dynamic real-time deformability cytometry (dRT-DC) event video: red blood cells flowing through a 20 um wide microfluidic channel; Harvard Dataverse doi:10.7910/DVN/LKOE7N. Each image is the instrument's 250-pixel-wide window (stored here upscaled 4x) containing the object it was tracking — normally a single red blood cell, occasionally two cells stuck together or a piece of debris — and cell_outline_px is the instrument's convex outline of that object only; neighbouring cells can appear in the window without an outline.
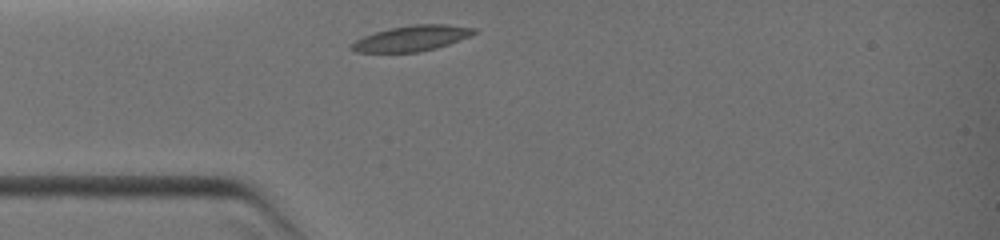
{"species": "common noctule bat (a hibernating species)", "species_latin": "Nyctalus noctula", "temperature_condition": "warm", "stored_images_in_passage": 29, "camera_frame_rate_fps": 3000, "um_per_image_px": 0.085, "animal": {"sex": "female", "body_mass_g": 19.0, "forearm_length_mm": 51.5}, "frame": {"image": 1, "passage_image": 1, "time_ms": 0.0, "image_size_px": [1000, 240], "cell_outline_px": [[480, 32], [448, 44], [436, 48], [420, 52], [356, 52], [348, 48], [356, 40], [364, 36], [388, 28], [412, 24], [448, 24], [476, 28]], "centroid_in_image_um": [35.03, 3.25], "position_along_channel_um": 50.0, "area_um2": 18.32}}
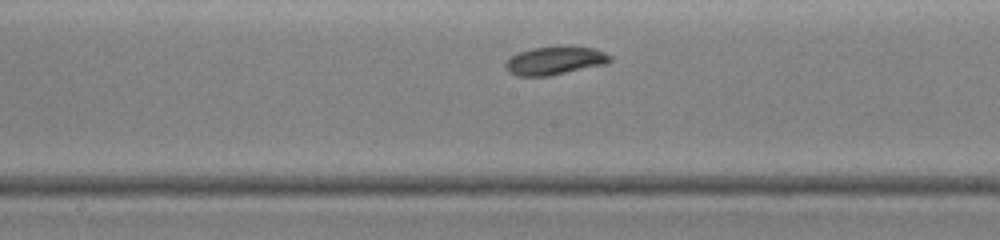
{"frame": {"image": 2, "passage_image": 11, "time_ms": 3.333, "image_size_px": [1000, 240], "cell_outline_px": [[612, 60], [608, 64], [548, 76], [516, 76], [508, 72], [504, 68], [504, 64], [512, 56], [520, 52], [532, 48], [564, 44], [568, 44], [596, 48], [612, 56]], "centroid_in_image_um": [47.22, 5.12], "position_along_channel_um": 201.0, "area_um2": 17.86}}
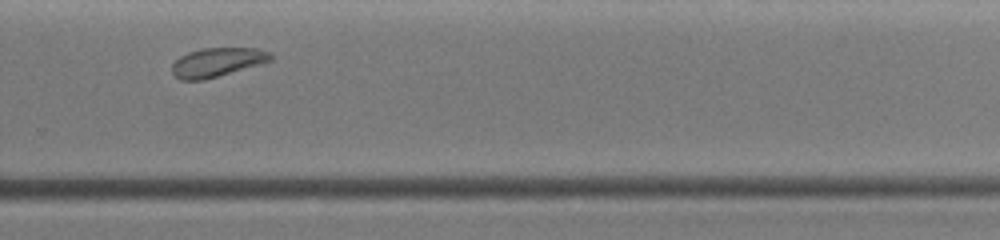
{"frame": {"image": 3, "passage_image": 22, "time_ms": 5.667, "image_size_px": [1000, 240], "cell_outline_px": [[272, 60], [260, 64], [204, 80], [180, 80], [172, 72], [172, 64], [180, 56], [188, 52], [204, 48], [260, 48], [272, 52]], "centroid_in_image_um": [18.48, 5.28], "position_along_channel_um": 311.3, "area_um2": 16.65}}